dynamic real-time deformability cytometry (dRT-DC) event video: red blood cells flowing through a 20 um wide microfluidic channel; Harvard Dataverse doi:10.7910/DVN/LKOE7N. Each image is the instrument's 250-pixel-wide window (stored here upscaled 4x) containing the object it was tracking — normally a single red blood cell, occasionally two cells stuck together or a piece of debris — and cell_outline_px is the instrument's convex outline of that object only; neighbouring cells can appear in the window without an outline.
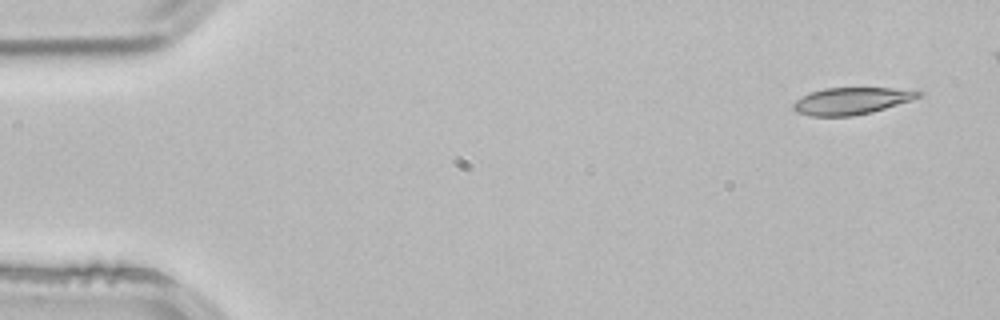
{"species": "common noctule bat (a hibernating species)", "species_latin": "Nyctalus noctula", "temperature_condition": "room temperature", "stored_images_in_passage": 4, "camera_frame_rate_fps": 3000, "um_per_image_px": 0.085, "animal": {"sex": "male", "body_mass_g": 21.5, "forearm_length_mm": 52.0}, "frame": {"image": 1, "passage_image": 1, "time_ms": 0.0, "image_size_px": [1000, 320], "cell_outline_px": [[924, 92], [920, 96], [912, 100], [872, 112], [852, 116], [808, 116], [796, 112], [792, 108], [792, 104], [796, 100], [812, 92], [824, 88], [920, 88]], "centroid_in_image_um": [72.46, 8.57], "position_along_channel_um": 12.5, "area_um2": 19.94}}